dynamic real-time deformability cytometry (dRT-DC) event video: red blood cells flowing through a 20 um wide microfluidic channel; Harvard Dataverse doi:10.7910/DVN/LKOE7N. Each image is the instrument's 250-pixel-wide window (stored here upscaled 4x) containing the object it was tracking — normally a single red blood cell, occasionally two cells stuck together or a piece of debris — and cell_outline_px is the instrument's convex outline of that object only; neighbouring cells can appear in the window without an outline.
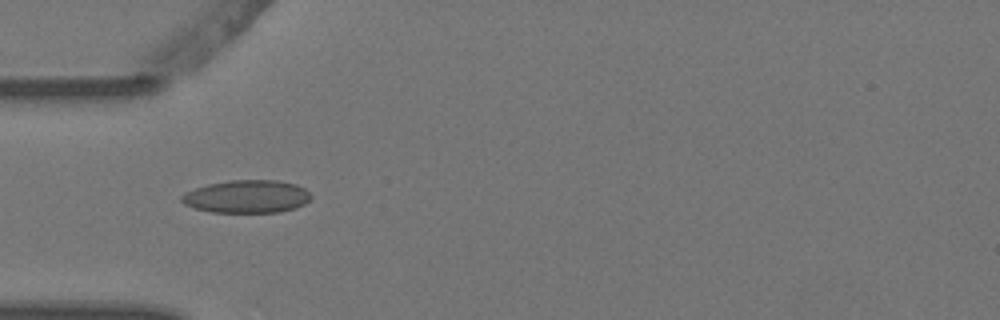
{"species": "Egyptian fruit bat (a non-hibernating species)", "species_latin": "Rousettus aegyptiacus", "temperature_condition": "warm", "stored_images_in_passage": 6, "camera_frame_rate_fps": 3000, "um_per_image_px": 0.085, "animal": {"sex": "female"}, "frame": {"image": 1, "passage_image": 4, "time_ms": 1.0, "image_size_px": [1000, 320], "cell_outline_px": [[312, 196], [304, 204], [296, 208], [280, 212], [212, 212], [196, 208], [184, 204], [180, 200], [180, 196], [196, 188], [208, 184], [228, 180], [276, 180], [296, 184], [304, 188]], "centroid_in_image_um": [21.0, 16.7], "position_along_channel_um": 64.0, "area_um2": 24.68}}
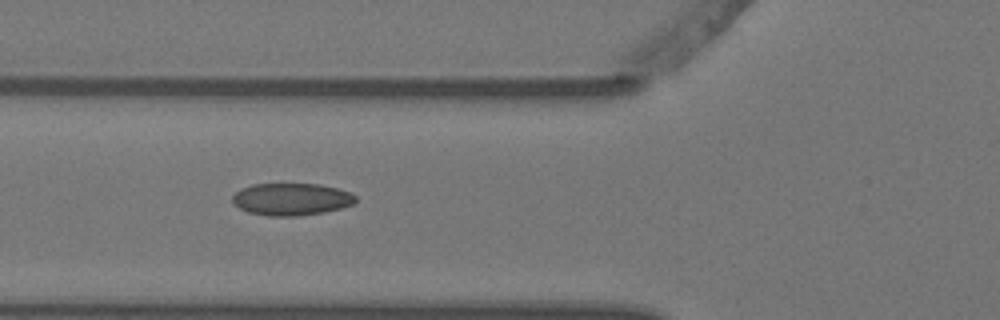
{"frame": {"image": 2, "passage_image": 5, "time_ms": 1.333, "image_size_px": [1000, 320], "cell_outline_px": [[356, 200], [352, 204], [340, 208], [324, 212], [296, 216], [268, 216], [248, 212], [232, 204], [232, 196], [240, 188], [252, 184], [320, 184], [336, 188], [348, 192], [356, 196]], "centroid_in_image_um": [24.72, 16.93], "position_along_channel_um": 101.1, "area_um2": 23.12}}
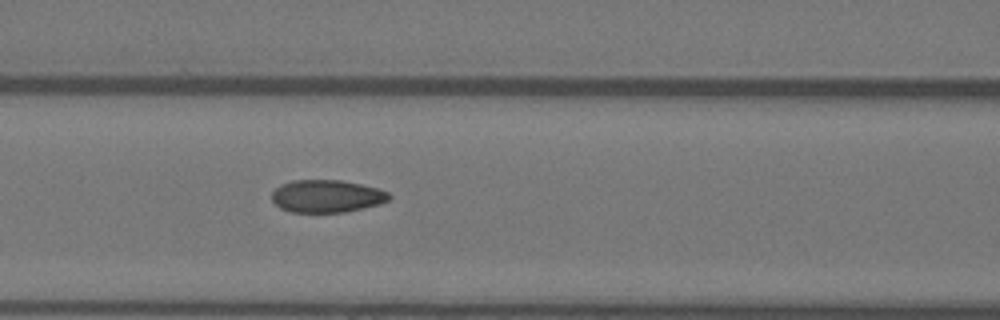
{"frame": {"image": 3, "passage_image": 6, "time_ms": 1.667, "image_size_px": [1000, 320], "cell_outline_px": [[392, 196], [388, 200], [380, 204], [364, 208], [344, 212], [292, 212], [280, 208], [272, 200], [272, 192], [280, 184], [292, 180], [340, 180], [360, 184], [376, 188], [388, 192]], "centroid_in_image_um": [27.76, 16.67], "position_along_channel_um": 138.8, "area_um2": 22.25}}